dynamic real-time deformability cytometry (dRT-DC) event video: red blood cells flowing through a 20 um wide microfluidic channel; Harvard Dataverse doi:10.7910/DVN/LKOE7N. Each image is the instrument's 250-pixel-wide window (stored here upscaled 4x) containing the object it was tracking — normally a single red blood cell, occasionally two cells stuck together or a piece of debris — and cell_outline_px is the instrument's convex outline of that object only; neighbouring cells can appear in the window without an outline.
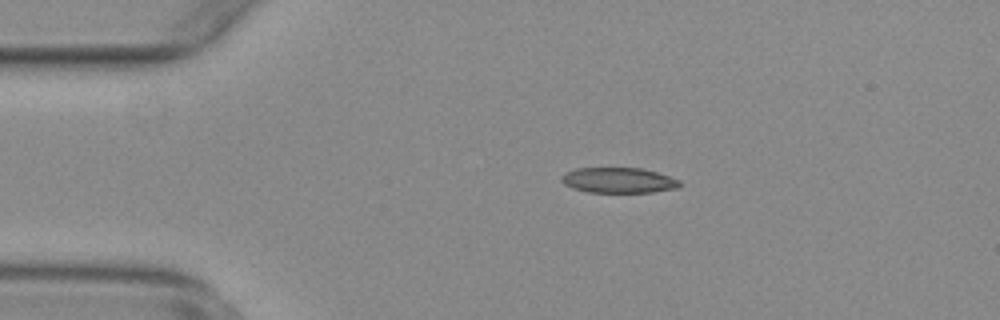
{"species": "common noctule bat (a hibernating species)", "species_latin": "Nyctalus noctula", "temperature_condition": "warm", "stored_images_in_passage": 25, "camera_frame_rate_fps": 3000, "um_per_image_px": 0.085, "animal": {"sex": "female", "body_mass_g": 29.2, "forearm_length_mm": 56.3}, "frame": {"image": 1, "passage_image": 10, "time_ms": 3.0, "image_size_px": [1000, 320], "cell_outline_px": [[680, 188], [652, 192], [588, 192], [572, 188], [564, 184], [560, 180], [560, 176], [564, 172], [576, 168], [640, 168], [656, 172], [680, 180]], "centroid_in_image_um": [52.54, 15.32], "position_along_channel_um": 32.5, "area_um2": 17.57}}
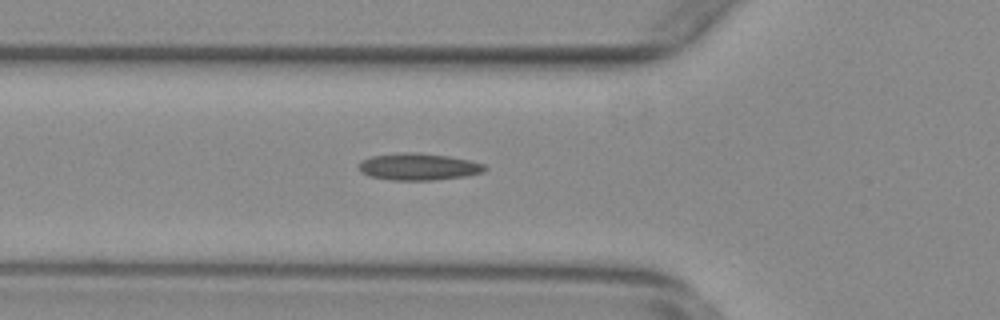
{"frame": {"image": 2, "passage_image": 18, "time_ms": 5.667, "image_size_px": [1000, 320], "cell_outline_px": [[488, 168], [484, 172], [464, 176], [432, 180], [392, 180], [368, 176], [360, 172], [360, 160], [372, 156], [400, 152], [420, 152], [448, 156], [468, 160], [484, 164]], "centroid_in_image_um": [35.56, 14.16], "position_along_channel_um": 90.2, "area_um2": 19.83}}
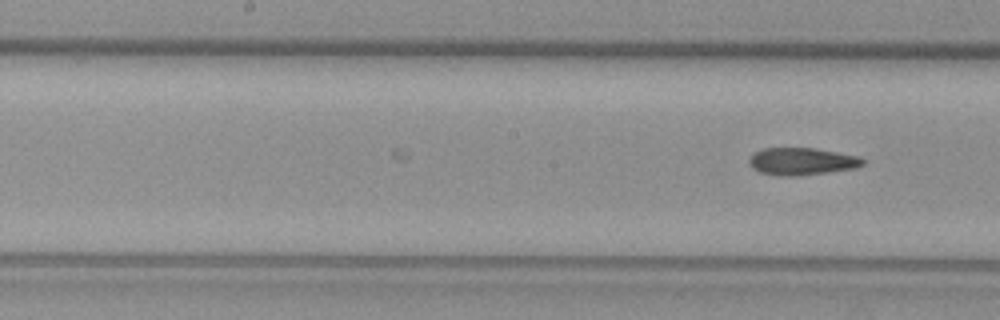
{"frame": {"image": 3, "passage_image": 25, "time_ms": 8.0, "image_size_px": [1000, 320], "cell_outline_px": [[864, 164], [856, 168], [828, 172], [796, 176], [780, 176], [760, 172], [752, 168], [748, 160], [756, 152], [764, 148], [816, 148], [860, 156], [864, 160]], "centroid_in_image_um": [68.18, 13.72], "position_along_channel_um": 180.0, "area_um2": 18.09}}